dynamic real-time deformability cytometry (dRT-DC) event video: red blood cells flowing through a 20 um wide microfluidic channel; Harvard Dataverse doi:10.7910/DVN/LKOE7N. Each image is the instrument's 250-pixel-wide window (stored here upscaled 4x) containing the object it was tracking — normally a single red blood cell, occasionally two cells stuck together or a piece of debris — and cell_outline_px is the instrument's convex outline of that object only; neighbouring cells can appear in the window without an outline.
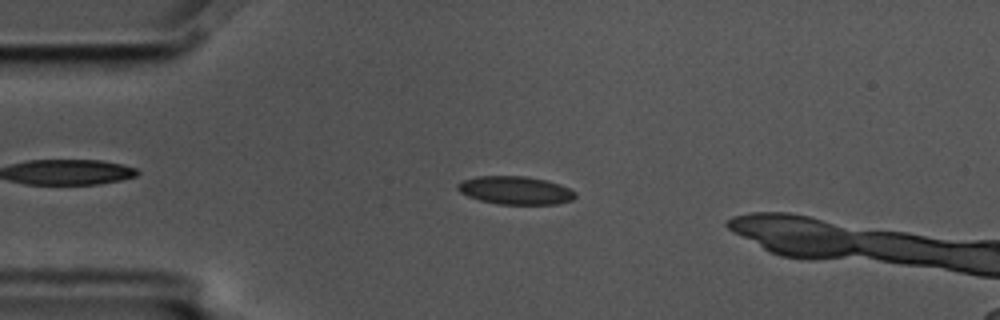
{"species": "common noctule bat (a hibernating species)", "species_latin": "Nyctalus noctula", "temperature_condition": "cold", "stored_images_in_passage": 50, "camera_frame_rate_fps": 3000, "um_per_image_px": 0.085, "animal": {"sex": "male", "body_mass_g": 17.5, "forearm_length_mm": 52.3}, "frame": {"image": 1, "passage_image": 13, "time_ms": 4.0, "image_size_px": [1000, 320], "cell_outline_px": [[576, 196], [572, 200], [556, 204], [496, 204], [480, 200], [468, 196], [460, 192], [456, 188], [456, 184], [460, 180], [476, 176], [524, 176], [548, 180], [560, 184], [576, 192]], "centroid_in_image_um": [43.78, 16.17], "position_along_channel_um": 41.2, "area_um2": 19.48}}
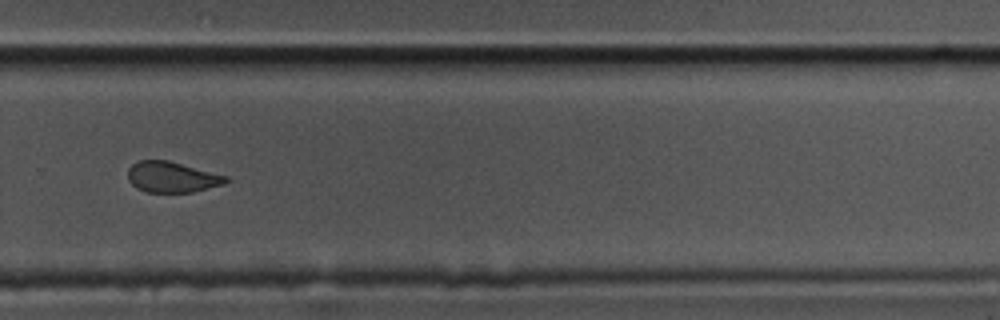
{"frame": {"image": 2, "passage_image": 38, "time_ms": 12.333, "image_size_px": [1000, 320], "cell_outline_px": [[228, 180], [224, 184], [192, 192], [144, 192], [136, 188], [128, 180], [128, 168], [132, 164], [140, 160], [168, 160], [228, 176]], "centroid_in_image_um": [14.59, 15.05], "position_along_channel_um": 315.2, "area_um2": 17.57}}
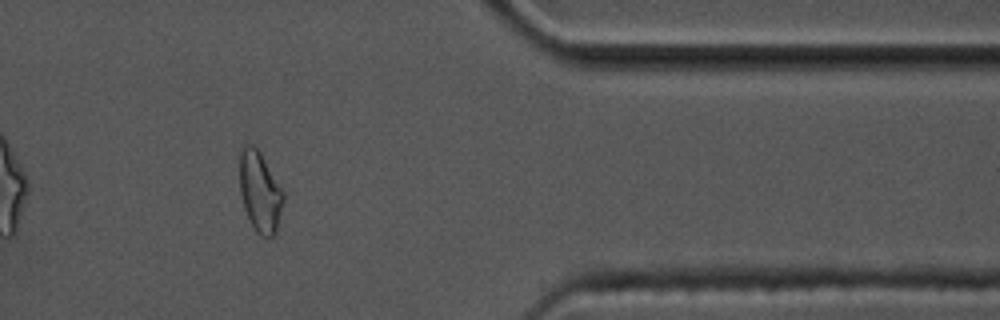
{"frame": {"image": 3, "passage_image": 46, "time_ms": 15.0, "image_size_px": [1000, 320], "cell_outline_px": [[284, 200], [276, 232], [272, 236], [260, 236], [256, 232], [248, 220], [244, 208], [240, 192], [240, 152], [244, 144], [252, 144], [260, 152], [284, 192]], "centroid_in_image_um": [22.09, 16.32], "position_along_channel_um": 389.3, "area_um2": 20.52}}